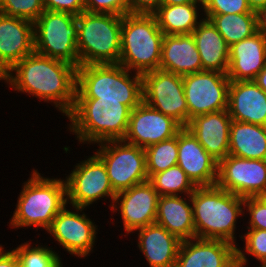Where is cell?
<instances>
[{
    "mask_svg": "<svg viewBox=\"0 0 266 267\" xmlns=\"http://www.w3.org/2000/svg\"><path fill=\"white\" fill-rule=\"evenodd\" d=\"M148 181L159 196L191 195L196 188L178 164L153 174Z\"/></svg>",
    "mask_w": 266,
    "mask_h": 267,
    "instance_id": "obj_31",
    "label": "cell"
},
{
    "mask_svg": "<svg viewBox=\"0 0 266 267\" xmlns=\"http://www.w3.org/2000/svg\"><path fill=\"white\" fill-rule=\"evenodd\" d=\"M21 188L7 226L15 231L34 227L35 232L39 229L46 232L56 215L67 205L64 177H44V173L32 168Z\"/></svg>",
    "mask_w": 266,
    "mask_h": 267,
    "instance_id": "obj_2",
    "label": "cell"
},
{
    "mask_svg": "<svg viewBox=\"0 0 266 267\" xmlns=\"http://www.w3.org/2000/svg\"><path fill=\"white\" fill-rule=\"evenodd\" d=\"M177 164L196 187L216 185L218 161L186 127L178 131Z\"/></svg>",
    "mask_w": 266,
    "mask_h": 267,
    "instance_id": "obj_18",
    "label": "cell"
},
{
    "mask_svg": "<svg viewBox=\"0 0 266 267\" xmlns=\"http://www.w3.org/2000/svg\"><path fill=\"white\" fill-rule=\"evenodd\" d=\"M155 223L181 241L195 238L191 195L159 196Z\"/></svg>",
    "mask_w": 266,
    "mask_h": 267,
    "instance_id": "obj_25",
    "label": "cell"
},
{
    "mask_svg": "<svg viewBox=\"0 0 266 267\" xmlns=\"http://www.w3.org/2000/svg\"><path fill=\"white\" fill-rule=\"evenodd\" d=\"M192 35L200 54L203 71L227 73L230 46L210 20L204 18Z\"/></svg>",
    "mask_w": 266,
    "mask_h": 267,
    "instance_id": "obj_26",
    "label": "cell"
},
{
    "mask_svg": "<svg viewBox=\"0 0 266 267\" xmlns=\"http://www.w3.org/2000/svg\"><path fill=\"white\" fill-rule=\"evenodd\" d=\"M231 46L257 32L256 14H217L204 15Z\"/></svg>",
    "mask_w": 266,
    "mask_h": 267,
    "instance_id": "obj_29",
    "label": "cell"
},
{
    "mask_svg": "<svg viewBox=\"0 0 266 267\" xmlns=\"http://www.w3.org/2000/svg\"><path fill=\"white\" fill-rule=\"evenodd\" d=\"M75 98L120 101L133 110L143 101L142 75L119 63L79 66Z\"/></svg>",
    "mask_w": 266,
    "mask_h": 267,
    "instance_id": "obj_5",
    "label": "cell"
},
{
    "mask_svg": "<svg viewBox=\"0 0 266 267\" xmlns=\"http://www.w3.org/2000/svg\"><path fill=\"white\" fill-rule=\"evenodd\" d=\"M158 192L149 181L132 186L116 194L110 209L112 215L118 211L123 232L119 235L127 238L137 229L156 221ZM122 220V221H121ZM123 234V235H122Z\"/></svg>",
    "mask_w": 266,
    "mask_h": 267,
    "instance_id": "obj_15",
    "label": "cell"
},
{
    "mask_svg": "<svg viewBox=\"0 0 266 267\" xmlns=\"http://www.w3.org/2000/svg\"><path fill=\"white\" fill-rule=\"evenodd\" d=\"M159 69L181 76L203 71L192 33L164 35Z\"/></svg>",
    "mask_w": 266,
    "mask_h": 267,
    "instance_id": "obj_24",
    "label": "cell"
},
{
    "mask_svg": "<svg viewBox=\"0 0 266 267\" xmlns=\"http://www.w3.org/2000/svg\"><path fill=\"white\" fill-rule=\"evenodd\" d=\"M142 91L144 103L172 117L182 127L188 125L183 76L160 69L144 73Z\"/></svg>",
    "mask_w": 266,
    "mask_h": 267,
    "instance_id": "obj_12",
    "label": "cell"
},
{
    "mask_svg": "<svg viewBox=\"0 0 266 267\" xmlns=\"http://www.w3.org/2000/svg\"><path fill=\"white\" fill-rule=\"evenodd\" d=\"M91 153L93 155L84 156V160L77 161L73 169L69 170L70 173L64 175L67 204L89 209L104 198L105 203L107 200L110 202L108 206L111 209L116 193L112 189L105 164L94 152Z\"/></svg>",
    "mask_w": 266,
    "mask_h": 267,
    "instance_id": "obj_9",
    "label": "cell"
},
{
    "mask_svg": "<svg viewBox=\"0 0 266 267\" xmlns=\"http://www.w3.org/2000/svg\"><path fill=\"white\" fill-rule=\"evenodd\" d=\"M146 154V170L148 179L171 166L178 161V132L171 139L148 146L144 149Z\"/></svg>",
    "mask_w": 266,
    "mask_h": 267,
    "instance_id": "obj_32",
    "label": "cell"
},
{
    "mask_svg": "<svg viewBox=\"0 0 266 267\" xmlns=\"http://www.w3.org/2000/svg\"><path fill=\"white\" fill-rule=\"evenodd\" d=\"M182 126L143 101L131 111L124 142L143 149L176 136Z\"/></svg>",
    "mask_w": 266,
    "mask_h": 267,
    "instance_id": "obj_16",
    "label": "cell"
},
{
    "mask_svg": "<svg viewBox=\"0 0 266 267\" xmlns=\"http://www.w3.org/2000/svg\"><path fill=\"white\" fill-rule=\"evenodd\" d=\"M88 208L67 204L54 218L51 227L45 232L49 234L59 248L72 257L87 259L95 251L98 240V225L90 219Z\"/></svg>",
    "mask_w": 266,
    "mask_h": 267,
    "instance_id": "obj_11",
    "label": "cell"
},
{
    "mask_svg": "<svg viewBox=\"0 0 266 267\" xmlns=\"http://www.w3.org/2000/svg\"><path fill=\"white\" fill-rule=\"evenodd\" d=\"M229 86L227 73L202 71L184 75L188 123L197 115L228 109Z\"/></svg>",
    "mask_w": 266,
    "mask_h": 267,
    "instance_id": "obj_13",
    "label": "cell"
},
{
    "mask_svg": "<svg viewBox=\"0 0 266 267\" xmlns=\"http://www.w3.org/2000/svg\"><path fill=\"white\" fill-rule=\"evenodd\" d=\"M137 236V248L149 267H174L181 240L163 226L153 223L137 229L131 235Z\"/></svg>",
    "mask_w": 266,
    "mask_h": 267,
    "instance_id": "obj_21",
    "label": "cell"
},
{
    "mask_svg": "<svg viewBox=\"0 0 266 267\" xmlns=\"http://www.w3.org/2000/svg\"><path fill=\"white\" fill-rule=\"evenodd\" d=\"M77 67L33 52L8 71V88L48 104L67 116L75 105Z\"/></svg>",
    "mask_w": 266,
    "mask_h": 267,
    "instance_id": "obj_1",
    "label": "cell"
},
{
    "mask_svg": "<svg viewBox=\"0 0 266 267\" xmlns=\"http://www.w3.org/2000/svg\"><path fill=\"white\" fill-rule=\"evenodd\" d=\"M45 11L43 0H2L0 13L35 22Z\"/></svg>",
    "mask_w": 266,
    "mask_h": 267,
    "instance_id": "obj_34",
    "label": "cell"
},
{
    "mask_svg": "<svg viewBox=\"0 0 266 267\" xmlns=\"http://www.w3.org/2000/svg\"><path fill=\"white\" fill-rule=\"evenodd\" d=\"M161 6V0H130V14H153Z\"/></svg>",
    "mask_w": 266,
    "mask_h": 267,
    "instance_id": "obj_39",
    "label": "cell"
},
{
    "mask_svg": "<svg viewBox=\"0 0 266 267\" xmlns=\"http://www.w3.org/2000/svg\"><path fill=\"white\" fill-rule=\"evenodd\" d=\"M252 11L257 12L260 8L266 6V0H247Z\"/></svg>",
    "mask_w": 266,
    "mask_h": 267,
    "instance_id": "obj_44",
    "label": "cell"
},
{
    "mask_svg": "<svg viewBox=\"0 0 266 267\" xmlns=\"http://www.w3.org/2000/svg\"><path fill=\"white\" fill-rule=\"evenodd\" d=\"M98 147V148H97ZM93 152L106 166L113 191L117 194L148 181L145 150L123 140L97 144Z\"/></svg>",
    "mask_w": 266,
    "mask_h": 267,
    "instance_id": "obj_10",
    "label": "cell"
},
{
    "mask_svg": "<svg viewBox=\"0 0 266 267\" xmlns=\"http://www.w3.org/2000/svg\"><path fill=\"white\" fill-rule=\"evenodd\" d=\"M34 49L33 22L0 13V63L9 71Z\"/></svg>",
    "mask_w": 266,
    "mask_h": 267,
    "instance_id": "obj_19",
    "label": "cell"
},
{
    "mask_svg": "<svg viewBox=\"0 0 266 267\" xmlns=\"http://www.w3.org/2000/svg\"><path fill=\"white\" fill-rule=\"evenodd\" d=\"M203 15L256 14L247 0H202Z\"/></svg>",
    "mask_w": 266,
    "mask_h": 267,
    "instance_id": "obj_36",
    "label": "cell"
},
{
    "mask_svg": "<svg viewBox=\"0 0 266 267\" xmlns=\"http://www.w3.org/2000/svg\"><path fill=\"white\" fill-rule=\"evenodd\" d=\"M197 238L224 240L238 246L237 221L244 217V198L217 185L196 187L191 194Z\"/></svg>",
    "mask_w": 266,
    "mask_h": 267,
    "instance_id": "obj_4",
    "label": "cell"
},
{
    "mask_svg": "<svg viewBox=\"0 0 266 267\" xmlns=\"http://www.w3.org/2000/svg\"><path fill=\"white\" fill-rule=\"evenodd\" d=\"M0 247V267H21L20 261L12 248Z\"/></svg>",
    "mask_w": 266,
    "mask_h": 267,
    "instance_id": "obj_40",
    "label": "cell"
},
{
    "mask_svg": "<svg viewBox=\"0 0 266 267\" xmlns=\"http://www.w3.org/2000/svg\"><path fill=\"white\" fill-rule=\"evenodd\" d=\"M123 16L83 11L77 16L79 66L118 64Z\"/></svg>",
    "mask_w": 266,
    "mask_h": 267,
    "instance_id": "obj_7",
    "label": "cell"
},
{
    "mask_svg": "<svg viewBox=\"0 0 266 267\" xmlns=\"http://www.w3.org/2000/svg\"><path fill=\"white\" fill-rule=\"evenodd\" d=\"M25 241L17 245L12 246V249L19 258L21 267H63L62 258L60 257L61 251L54 250V248L48 246V243L37 244L32 240ZM33 244V245H32ZM60 252V254H59Z\"/></svg>",
    "mask_w": 266,
    "mask_h": 267,
    "instance_id": "obj_30",
    "label": "cell"
},
{
    "mask_svg": "<svg viewBox=\"0 0 266 267\" xmlns=\"http://www.w3.org/2000/svg\"><path fill=\"white\" fill-rule=\"evenodd\" d=\"M77 16L67 12L45 10L34 24L35 52L66 61L77 68Z\"/></svg>",
    "mask_w": 266,
    "mask_h": 267,
    "instance_id": "obj_8",
    "label": "cell"
},
{
    "mask_svg": "<svg viewBox=\"0 0 266 267\" xmlns=\"http://www.w3.org/2000/svg\"><path fill=\"white\" fill-rule=\"evenodd\" d=\"M43 4L45 10L67 12L76 16L84 11V0H43Z\"/></svg>",
    "mask_w": 266,
    "mask_h": 267,
    "instance_id": "obj_38",
    "label": "cell"
},
{
    "mask_svg": "<svg viewBox=\"0 0 266 267\" xmlns=\"http://www.w3.org/2000/svg\"><path fill=\"white\" fill-rule=\"evenodd\" d=\"M216 185L241 198L266 196V160L227 155L218 162Z\"/></svg>",
    "mask_w": 266,
    "mask_h": 267,
    "instance_id": "obj_14",
    "label": "cell"
},
{
    "mask_svg": "<svg viewBox=\"0 0 266 267\" xmlns=\"http://www.w3.org/2000/svg\"><path fill=\"white\" fill-rule=\"evenodd\" d=\"M244 216L249 219L243 228L266 230V196L244 198Z\"/></svg>",
    "mask_w": 266,
    "mask_h": 267,
    "instance_id": "obj_35",
    "label": "cell"
},
{
    "mask_svg": "<svg viewBox=\"0 0 266 267\" xmlns=\"http://www.w3.org/2000/svg\"><path fill=\"white\" fill-rule=\"evenodd\" d=\"M187 3H202V0H161V6L182 5Z\"/></svg>",
    "mask_w": 266,
    "mask_h": 267,
    "instance_id": "obj_43",
    "label": "cell"
},
{
    "mask_svg": "<svg viewBox=\"0 0 266 267\" xmlns=\"http://www.w3.org/2000/svg\"><path fill=\"white\" fill-rule=\"evenodd\" d=\"M153 15L164 35L191 34L204 19L202 3L164 5Z\"/></svg>",
    "mask_w": 266,
    "mask_h": 267,
    "instance_id": "obj_28",
    "label": "cell"
},
{
    "mask_svg": "<svg viewBox=\"0 0 266 267\" xmlns=\"http://www.w3.org/2000/svg\"><path fill=\"white\" fill-rule=\"evenodd\" d=\"M232 119L228 109L197 115L186 126L204 149L218 162L229 155Z\"/></svg>",
    "mask_w": 266,
    "mask_h": 267,
    "instance_id": "obj_20",
    "label": "cell"
},
{
    "mask_svg": "<svg viewBox=\"0 0 266 267\" xmlns=\"http://www.w3.org/2000/svg\"><path fill=\"white\" fill-rule=\"evenodd\" d=\"M84 11L123 16L130 14V0H84Z\"/></svg>",
    "mask_w": 266,
    "mask_h": 267,
    "instance_id": "obj_37",
    "label": "cell"
},
{
    "mask_svg": "<svg viewBox=\"0 0 266 267\" xmlns=\"http://www.w3.org/2000/svg\"><path fill=\"white\" fill-rule=\"evenodd\" d=\"M264 92H266V65L253 80Z\"/></svg>",
    "mask_w": 266,
    "mask_h": 267,
    "instance_id": "obj_42",
    "label": "cell"
},
{
    "mask_svg": "<svg viewBox=\"0 0 266 267\" xmlns=\"http://www.w3.org/2000/svg\"><path fill=\"white\" fill-rule=\"evenodd\" d=\"M256 16H257V31H259L265 36L266 35V6L260 8L256 12Z\"/></svg>",
    "mask_w": 266,
    "mask_h": 267,
    "instance_id": "obj_41",
    "label": "cell"
},
{
    "mask_svg": "<svg viewBox=\"0 0 266 267\" xmlns=\"http://www.w3.org/2000/svg\"><path fill=\"white\" fill-rule=\"evenodd\" d=\"M258 267H266V261L265 262H263L260 266H258Z\"/></svg>",
    "mask_w": 266,
    "mask_h": 267,
    "instance_id": "obj_46",
    "label": "cell"
},
{
    "mask_svg": "<svg viewBox=\"0 0 266 267\" xmlns=\"http://www.w3.org/2000/svg\"><path fill=\"white\" fill-rule=\"evenodd\" d=\"M131 109L120 101L100 98H75L66 131L75 135L78 145L96 147L106 141L123 140L129 124Z\"/></svg>",
    "mask_w": 266,
    "mask_h": 267,
    "instance_id": "obj_3",
    "label": "cell"
},
{
    "mask_svg": "<svg viewBox=\"0 0 266 267\" xmlns=\"http://www.w3.org/2000/svg\"><path fill=\"white\" fill-rule=\"evenodd\" d=\"M163 38L153 14L123 15L119 64L141 75L159 69Z\"/></svg>",
    "mask_w": 266,
    "mask_h": 267,
    "instance_id": "obj_6",
    "label": "cell"
},
{
    "mask_svg": "<svg viewBox=\"0 0 266 267\" xmlns=\"http://www.w3.org/2000/svg\"><path fill=\"white\" fill-rule=\"evenodd\" d=\"M228 112L232 120L266 126V92L253 80L230 81Z\"/></svg>",
    "mask_w": 266,
    "mask_h": 267,
    "instance_id": "obj_23",
    "label": "cell"
},
{
    "mask_svg": "<svg viewBox=\"0 0 266 267\" xmlns=\"http://www.w3.org/2000/svg\"><path fill=\"white\" fill-rule=\"evenodd\" d=\"M237 246L218 239L193 238L181 242L174 267H237Z\"/></svg>",
    "mask_w": 266,
    "mask_h": 267,
    "instance_id": "obj_17",
    "label": "cell"
},
{
    "mask_svg": "<svg viewBox=\"0 0 266 267\" xmlns=\"http://www.w3.org/2000/svg\"><path fill=\"white\" fill-rule=\"evenodd\" d=\"M229 155L266 160V126L232 120Z\"/></svg>",
    "mask_w": 266,
    "mask_h": 267,
    "instance_id": "obj_27",
    "label": "cell"
},
{
    "mask_svg": "<svg viewBox=\"0 0 266 267\" xmlns=\"http://www.w3.org/2000/svg\"><path fill=\"white\" fill-rule=\"evenodd\" d=\"M266 65V37L257 31L229 49L227 76L230 81L254 80Z\"/></svg>",
    "mask_w": 266,
    "mask_h": 267,
    "instance_id": "obj_22",
    "label": "cell"
},
{
    "mask_svg": "<svg viewBox=\"0 0 266 267\" xmlns=\"http://www.w3.org/2000/svg\"><path fill=\"white\" fill-rule=\"evenodd\" d=\"M246 230V231H245ZM238 237L243 241L244 246L239 245L236 248L237 267H249L248 257L255 258L260 266L266 261V230L260 229H245ZM248 255V257H247Z\"/></svg>",
    "mask_w": 266,
    "mask_h": 267,
    "instance_id": "obj_33",
    "label": "cell"
},
{
    "mask_svg": "<svg viewBox=\"0 0 266 267\" xmlns=\"http://www.w3.org/2000/svg\"><path fill=\"white\" fill-rule=\"evenodd\" d=\"M0 82L5 83V87H7L6 84L8 82V71L2 66L1 63H0Z\"/></svg>",
    "mask_w": 266,
    "mask_h": 267,
    "instance_id": "obj_45",
    "label": "cell"
}]
</instances>
